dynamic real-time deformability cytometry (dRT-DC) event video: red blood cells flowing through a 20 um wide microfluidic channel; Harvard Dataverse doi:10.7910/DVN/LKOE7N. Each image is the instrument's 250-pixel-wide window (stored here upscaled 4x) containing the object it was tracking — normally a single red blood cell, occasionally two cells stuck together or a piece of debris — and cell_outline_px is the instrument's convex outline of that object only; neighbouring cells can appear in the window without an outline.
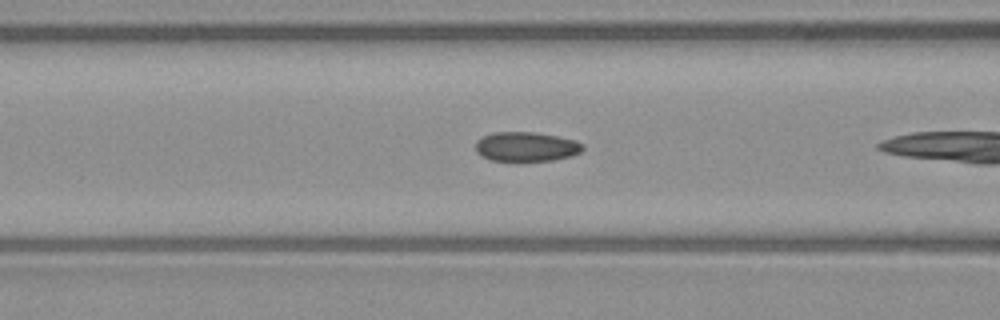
{"species": "common noctule bat (a hibernating species)", "species_latin": "Nyctalus noctula", "temperature_condition": "warm", "stored_images_in_passage": 4, "camera_frame_rate_fps": 3000, "um_per_image_px": 0.085, "animal": {"sex": "male", "body_mass_g": 23.1, "forearm_length_mm": 52.7}, "frame": {"image": 1, "passage_image": 3, "time_ms": 0.667, "image_size_px": [1000, 320], "cell_outline_px": [[584, 148], [580, 152], [572, 156], [552, 160], [516, 164], [488, 160], [476, 152], [476, 140], [480, 136], [492, 132], [532, 132], [556, 136], [576, 140], [584, 144]], "centroid_in_image_um": [44.68, 12.51], "position_along_channel_um": 121.9, "area_um2": 19.36}}